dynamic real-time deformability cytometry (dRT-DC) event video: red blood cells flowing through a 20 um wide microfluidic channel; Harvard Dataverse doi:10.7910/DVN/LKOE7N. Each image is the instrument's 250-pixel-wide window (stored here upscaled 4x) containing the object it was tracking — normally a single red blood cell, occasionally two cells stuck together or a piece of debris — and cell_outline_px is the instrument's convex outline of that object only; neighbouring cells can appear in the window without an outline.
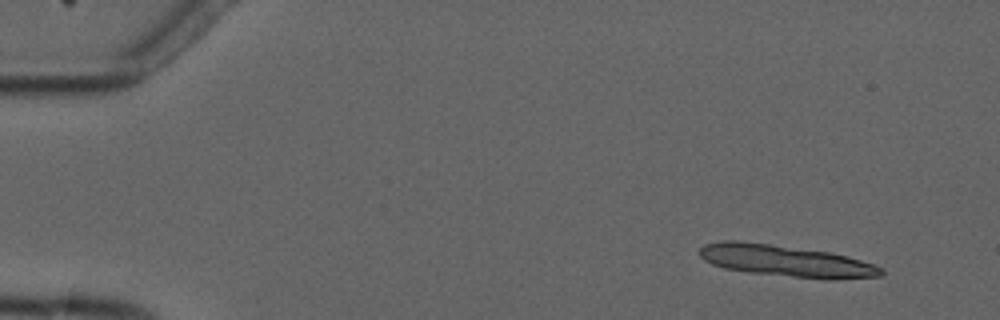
{"species": "common noctule bat (a hibernating species)", "species_latin": "Nyctalus noctula", "temperature_condition": "cold", "stored_images_in_passage": 7, "camera_frame_rate_fps": 3000, "um_per_image_px": 0.085, "animal": {"sex": "male", "forearm_length_mm": 52.5}, "frame": {"image": 1, "passage_image": 1, "time_ms": 0.0, "image_size_px": [1000, 320], "cell_outline_px": [[884, 272], [880, 276], [836, 280], [824, 280], [752, 272], [724, 268], [712, 264], [704, 260], [700, 256], [700, 248], [704, 244], [720, 240], [740, 240], [828, 252], [860, 260], [884, 268]], "centroid_in_image_um": [66.79, 22.18], "position_along_channel_um": 18.2, "area_um2": 33.29}}
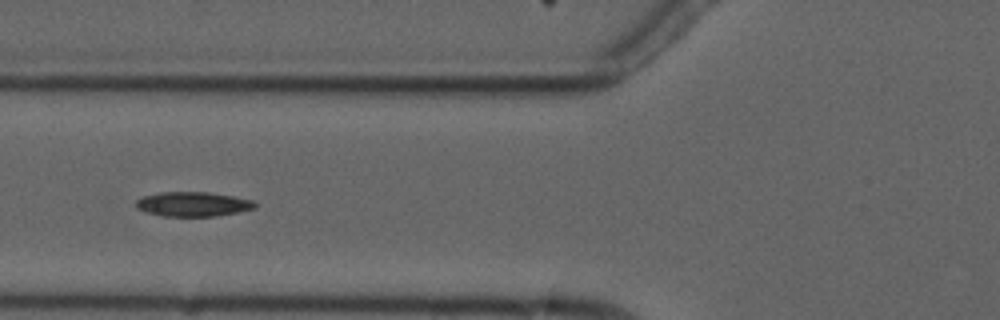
{"frame": {"image": 2, "passage_image": 5, "time_ms": 5.667, "image_size_px": [1000, 320], "cell_outline_px": [[256, 208], [216, 216], [164, 216], [144, 212], [136, 208], [136, 200], [144, 196], [160, 192], [208, 192], [256, 200]], "centroid_in_image_um": [16.4, 17.35], "position_along_channel_um": 109.4, "area_um2": 17.05}}
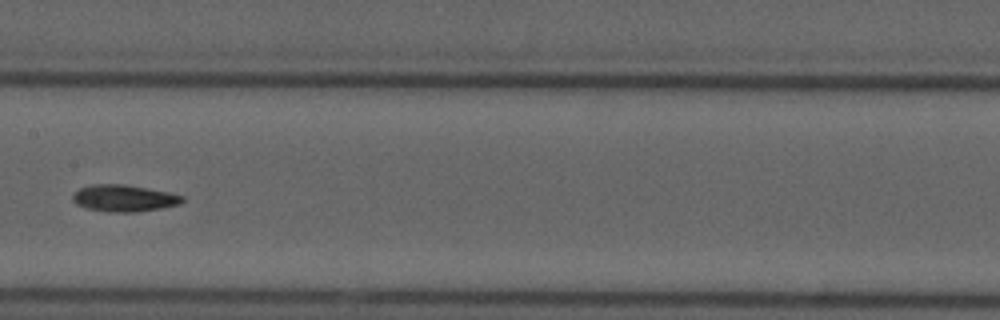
{"frame": {"image": 3, "passage_image": 7, "time_ms": 8.0, "image_size_px": [1000, 320], "cell_outline_px": [[184, 200], [180, 204], [160, 208], [136, 212], [108, 212], [84, 208], [76, 204], [72, 200], [72, 196], [80, 188], [92, 184], [124, 184], [168, 192], [184, 196]], "centroid_in_image_um": [10.52, 16.85], "position_along_channel_um": 196.9, "area_um2": 17.11}}